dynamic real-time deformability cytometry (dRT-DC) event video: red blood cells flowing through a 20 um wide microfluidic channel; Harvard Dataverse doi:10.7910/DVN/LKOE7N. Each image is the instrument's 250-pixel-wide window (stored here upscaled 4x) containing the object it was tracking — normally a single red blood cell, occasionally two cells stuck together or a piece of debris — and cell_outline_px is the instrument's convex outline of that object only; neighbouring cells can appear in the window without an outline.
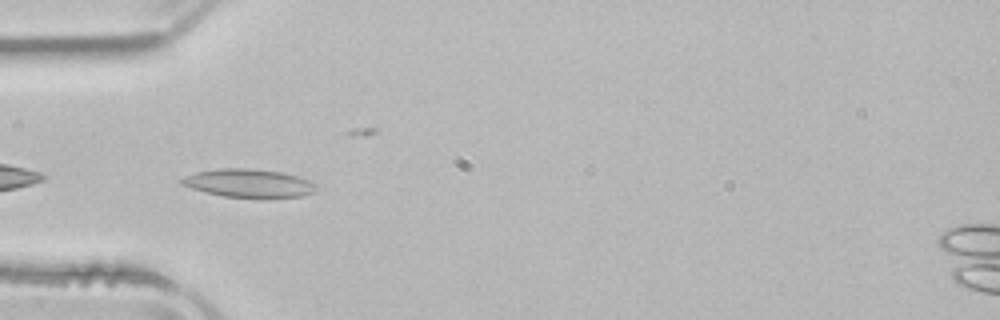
{"species": "common noctule bat (a hibernating species)", "species_latin": "Nyctalus noctula", "temperature_condition": "room temperature", "stored_images_in_passage": 39, "camera_frame_rate_fps": 3000, "um_per_image_px": 0.085, "animal": {"sex": "male", "body_mass_g": 21.5, "forearm_length_mm": 52.0}, "frame": {"image": 1, "passage_image": 2, "time_ms": 0.333, "image_size_px": [1000, 320], "cell_outline_px": [[316, 188], [312, 192], [304, 196], [224, 196], [204, 192], [180, 184], [180, 180], [184, 176], [196, 172], [220, 168], [248, 168], [280, 172], [296, 176], [308, 180]], "centroid_in_image_um": [21.05, 15.54], "position_along_channel_um": 63.9, "area_um2": 21.44}}
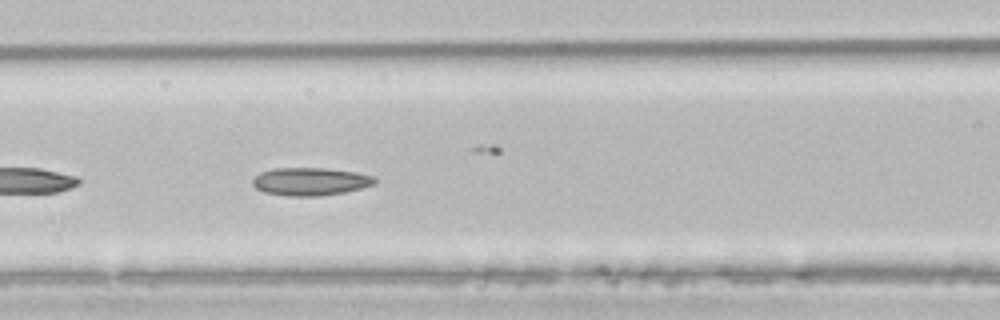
{"frame": {"image": 2, "passage_image": 8, "time_ms": 2.333, "image_size_px": [1000, 320], "cell_outline_px": [[376, 184], [344, 192], [320, 196], [284, 196], [264, 192], [256, 188], [252, 184], [252, 180], [260, 172], [272, 168], [324, 168], [356, 172], [372, 176], [376, 180]], "centroid_in_image_um": [26.35, 15.43], "position_along_channel_um": 140.3, "area_um2": 19.88}}
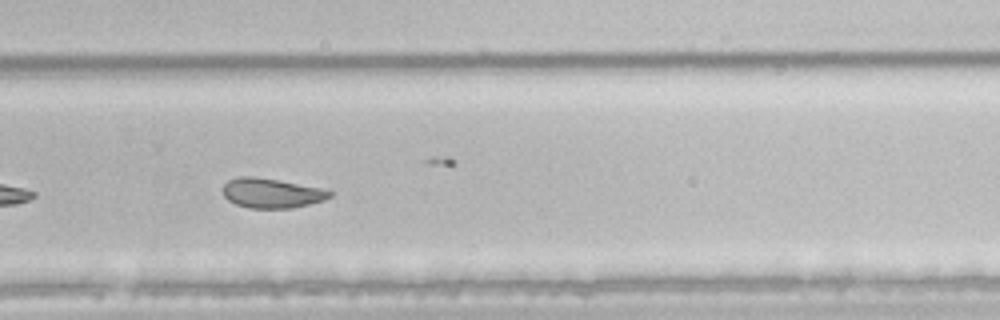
{"frame": {"image": 3, "passage_image": 21, "time_ms": 6.667, "image_size_px": [1000, 320], "cell_outline_px": [[332, 196], [324, 200], [292, 208], [248, 208], [236, 204], [228, 200], [224, 196], [224, 184], [228, 180], [240, 176], [252, 176], [276, 180], [320, 188], [332, 192]], "centroid_in_image_um": [23.06, 16.42], "position_along_channel_um": 306.7, "area_um2": 18.21}, "authors_computed_cell_mechanics": {"area_um2": 19.8832, "velocity_mm_per_s": 3.8538, "shape_relaxation_time_tau1_ms": null, "shape_relaxation_time_tau2_ms": 4.0742, "deformation_change_tau1": null, "deformation_change_tau2": 0.1011}}